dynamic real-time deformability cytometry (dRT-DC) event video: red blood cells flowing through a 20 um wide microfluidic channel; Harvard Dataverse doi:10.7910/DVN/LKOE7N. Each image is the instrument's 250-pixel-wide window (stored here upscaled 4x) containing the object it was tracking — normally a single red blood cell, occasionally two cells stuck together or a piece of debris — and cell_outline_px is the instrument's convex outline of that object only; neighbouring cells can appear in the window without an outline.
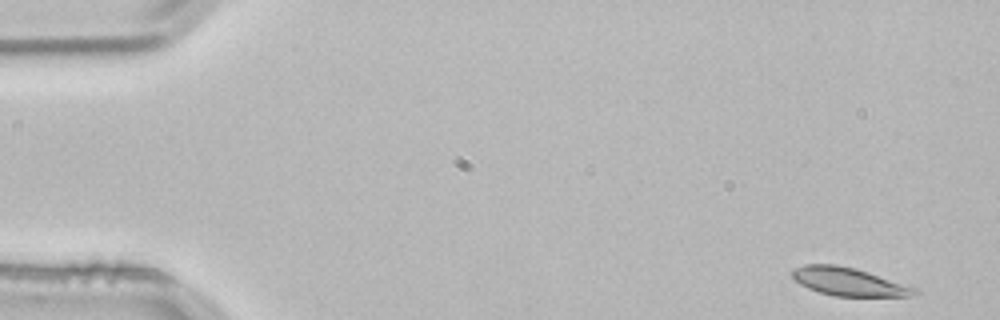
{"species": "common noctule bat (a hibernating species)", "species_latin": "Nyctalus noctula", "temperature_condition": "room temperature", "stored_images_in_passage": 3, "segment_of_instrument_passage": [2, 2], "camera_frame_rate_fps": 3000, "um_per_image_px": 0.085, "animal": {"sex": "male", "body_mass_g": 21.5, "forearm_length_mm": 52.0}, "frame": {"image": 1, "passage_image": 3, "time_ms": 0.667, "image_size_px": [1000, 320], "cell_outline_px": [[920, 292], [908, 296], [836, 296], [820, 292], [808, 288], [800, 284], [792, 276], [792, 268], [804, 264], [836, 264], [856, 268], [916, 288]], "centroid_in_image_um": [72.1, 23.93], "position_along_channel_um": 12.9, "area_um2": 19.88}}